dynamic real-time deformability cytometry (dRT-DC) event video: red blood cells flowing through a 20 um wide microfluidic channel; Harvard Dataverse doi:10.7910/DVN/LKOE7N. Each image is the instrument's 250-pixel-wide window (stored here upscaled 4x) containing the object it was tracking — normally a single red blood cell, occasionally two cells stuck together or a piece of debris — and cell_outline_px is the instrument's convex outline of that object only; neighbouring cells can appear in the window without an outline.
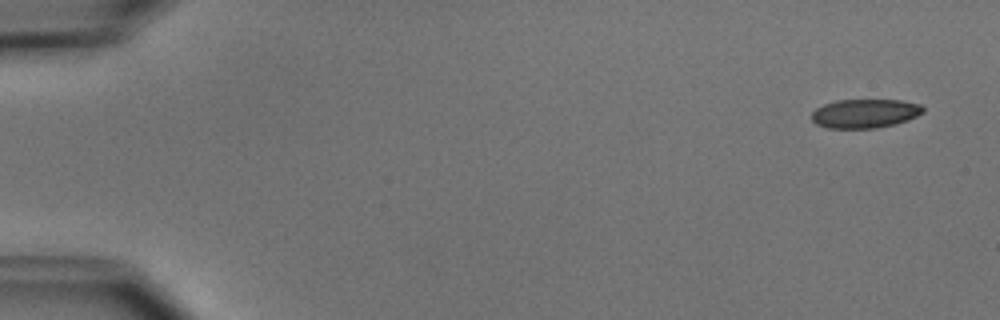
{"species": "common noctule bat (a hibernating species)", "species_latin": "Nyctalus noctula", "temperature_condition": "cold", "stored_images_in_passage": 7, "camera_frame_rate_fps": 3000, "um_per_image_px": 0.085, "animal": {"sex": "male", "body_mass_g": 15.6}, "frame": {"image": 1, "passage_image": 1, "time_ms": 0.0, "image_size_px": [1000, 320], "cell_outline_px": [[924, 112], [908, 120], [896, 124], [876, 128], [828, 128], [816, 124], [812, 120], [812, 112], [816, 108], [824, 104], [836, 100], [900, 100], [920, 104], [924, 108]], "centroid_in_image_um": [73.52, 9.64], "position_along_channel_um": 11.5, "area_um2": 18.84}}
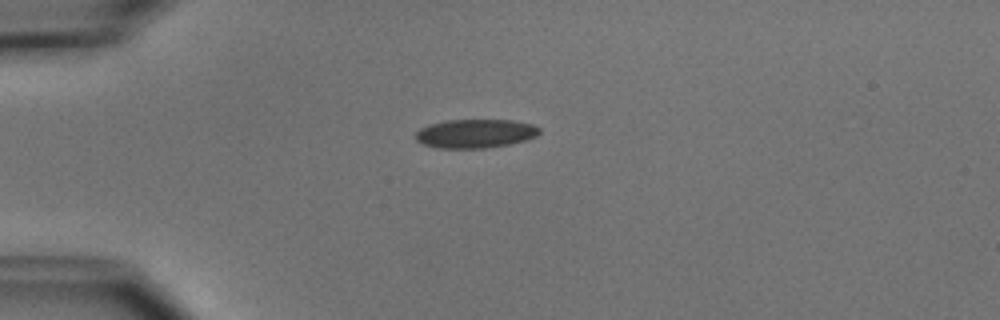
{"frame": {"image": 2, "passage_image": 4, "time_ms": 3.667, "image_size_px": [1000, 320], "cell_outline_px": [[540, 132], [536, 136], [524, 140], [508, 144], [484, 148], [440, 148], [424, 144], [416, 140], [416, 132], [420, 128], [432, 124], [448, 120], [512, 120], [532, 124], [540, 128]], "centroid_in_image_um": [40.41, 11.35], "position_along_channel_um": 44.6, "area_um2": 20.52}}